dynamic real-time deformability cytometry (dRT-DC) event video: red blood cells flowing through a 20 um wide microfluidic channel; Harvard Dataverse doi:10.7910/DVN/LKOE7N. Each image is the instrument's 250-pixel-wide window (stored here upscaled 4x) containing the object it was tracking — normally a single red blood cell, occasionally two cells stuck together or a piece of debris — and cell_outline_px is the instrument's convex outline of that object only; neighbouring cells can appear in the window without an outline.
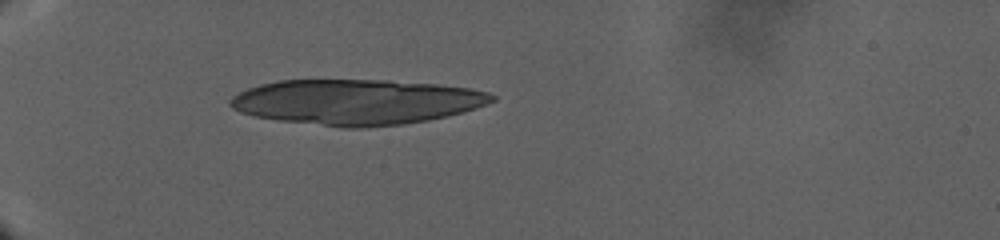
{"species": "human", "species_latin": "Homo sapiens", "temperature_condition": "warm", "stored_images_in_passage": 23, "camera_frame_rate_fps": 3000, "um_per_image_px": 0.085, "donor": {"sex": "male"}, "frame": {"image": 1, "passage_image": 1, "time_ms": 0.0, "image_size_px": [1000, 240], "cell_outline_px": [[496, 100], [460, 112], [428, 120], [404, 124], [360, 128], [344, 128], [276, 120], [256, 116], [240, 112], [232, 108], [228, 104], [228, 100], [232, 96], [248, 88], [260, 84], [280, 80], [388, 80], [436, 84], [468, 88], [488, 92], [496, 96]], "centroid_in_image_um": [30.24, 8.66], "position_along_channel_um": 54.8, "area_um2": 69.01}}